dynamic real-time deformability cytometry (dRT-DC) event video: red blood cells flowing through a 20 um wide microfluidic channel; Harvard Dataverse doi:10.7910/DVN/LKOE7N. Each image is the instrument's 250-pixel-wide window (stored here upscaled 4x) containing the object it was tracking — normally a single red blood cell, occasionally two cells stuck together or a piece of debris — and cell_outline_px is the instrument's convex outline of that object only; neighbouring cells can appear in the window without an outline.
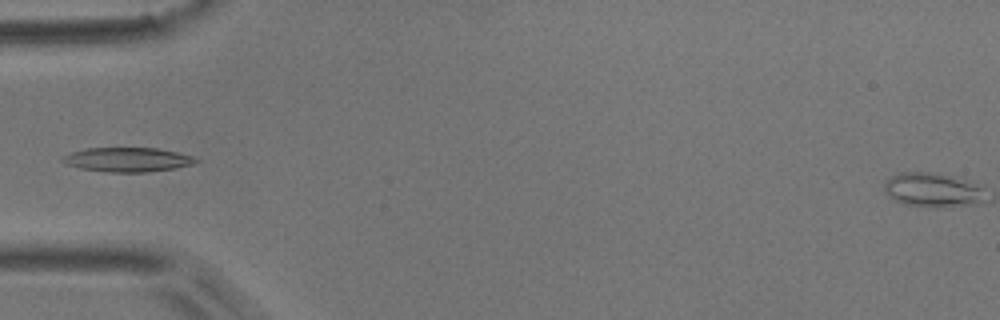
{"species": "common noctule bat (a hibernating species)", "species_latin": "Nyctalus noctula", "temperature_condition": "room temperature", "stored_images_in_passage": 6, "camera_frame_rate_fps": 3000, "um_per_image_px": 0.085, "animal": {"sex": "male", "body_mass_g": 17.9}, "frame": {"image": 1, "passage_image": 4, "time_ms": 3.667, "image_size_px": [1000, 320], "cell_outline_px": [[200, 160], [192, 164], [176, 168], [148, 172], [104, 172], [80, 168], [68, 164], [60, 160], [64, 156], [72, 152], [88, 148], [156, 148], [176, 152], [192, 156]], "centroid_in_image_um": [10.85, 13.57], "position_along_channel_um": 74.1, "area_um2": 18.73}}
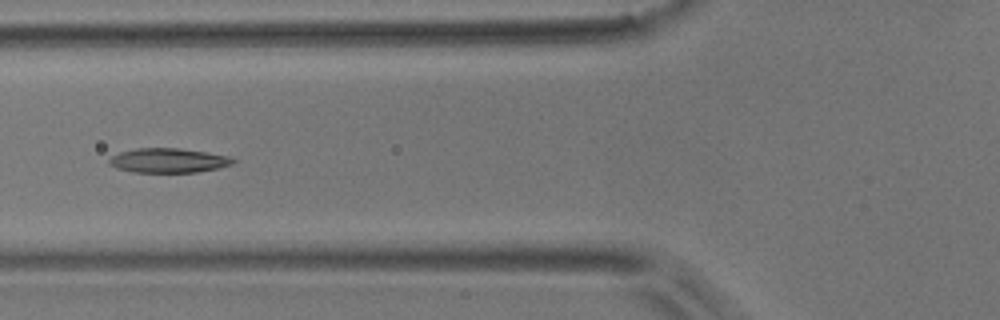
{"frame": {"image": 2, "passage_image": 5, "time_ms": 4.667, "image_size_px": [1000, 320], "cell_outline_px": [[236, 160], [232, 164], [220, 168], [196, 172], [132, 172], [116, 168], [108, 164], [108, 160], [112, 156], [120, 152], [136, 148], [180, 148], [208, 152], [228, 156]], "centroid_in_image_um": [14.31, 13.64], "position_along_channel_um": 111.5, "area_um2": 17.74}}
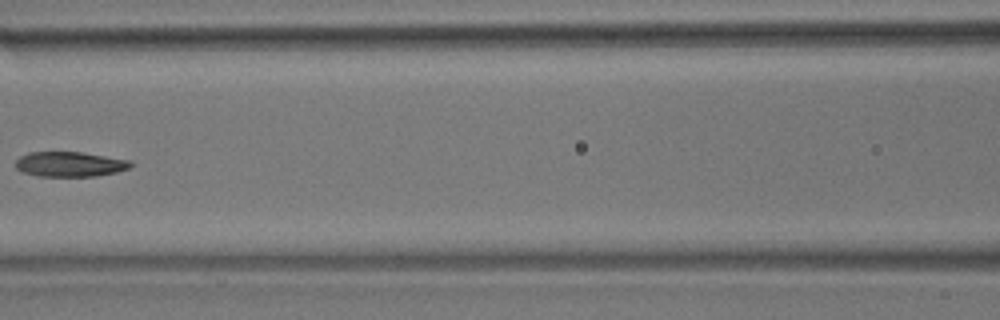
{"frame": {"image": 3, "passage_image": 6, "time_ms": 6.0, "image_size_px": [1000, 320], "cell_outline_px": [[136, 164], [128, 168], [116, 172], [96, 176], [36, 176], [24, 172], [16, 168], [16, 160], [20, 156], [28, 152], [80, 152], [132, 160]], "centroid_in_image_um": [5.97, 13.95], "position_along_channel_um": 160.6, "area_um2": 16.82}}